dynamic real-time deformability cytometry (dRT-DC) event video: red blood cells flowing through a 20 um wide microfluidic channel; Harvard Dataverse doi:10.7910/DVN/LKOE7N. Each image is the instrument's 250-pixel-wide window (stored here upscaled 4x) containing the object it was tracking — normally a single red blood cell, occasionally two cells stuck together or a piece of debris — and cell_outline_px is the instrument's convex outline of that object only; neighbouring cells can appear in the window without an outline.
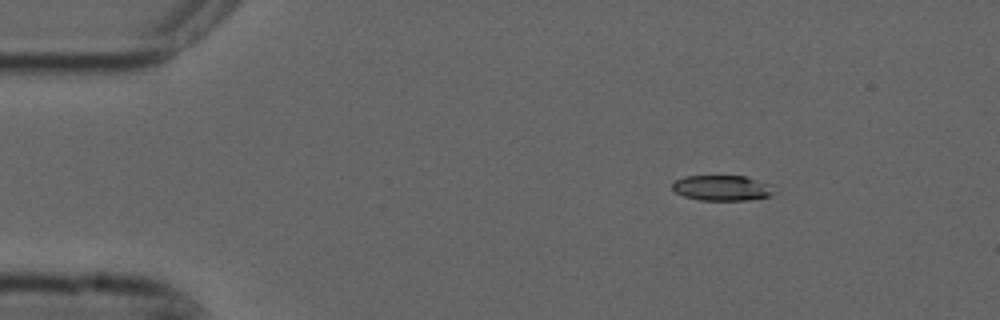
{"species": "common noctule bat (a hibernating species)", "species_latin": "Nyctalus noctula", "temperature_condition": "cold", "stored_images_in_passage": 9, "camera_frame_rate_fps": 3000, "um_per_image_px": 0.085, "animal": {"sex": "male", "forearm_length_mm": 52.5}, "frame": {"image": 1, "passage_image": 1, "time_ms": 0.0, "image_size_px": [1000, 320], "cell_outline_px": [[772, 196], [748, 200], [700, 200], [684, 196], [676, 192], [672, 188], [672, 184], [676, 180], [684, 176], [744, 176], [768, 184], [772, 192]], "centroid_in_image_um": [61.32, 15.98], "position_along_channel_um": 23.7, "area_um2": 14.8}}